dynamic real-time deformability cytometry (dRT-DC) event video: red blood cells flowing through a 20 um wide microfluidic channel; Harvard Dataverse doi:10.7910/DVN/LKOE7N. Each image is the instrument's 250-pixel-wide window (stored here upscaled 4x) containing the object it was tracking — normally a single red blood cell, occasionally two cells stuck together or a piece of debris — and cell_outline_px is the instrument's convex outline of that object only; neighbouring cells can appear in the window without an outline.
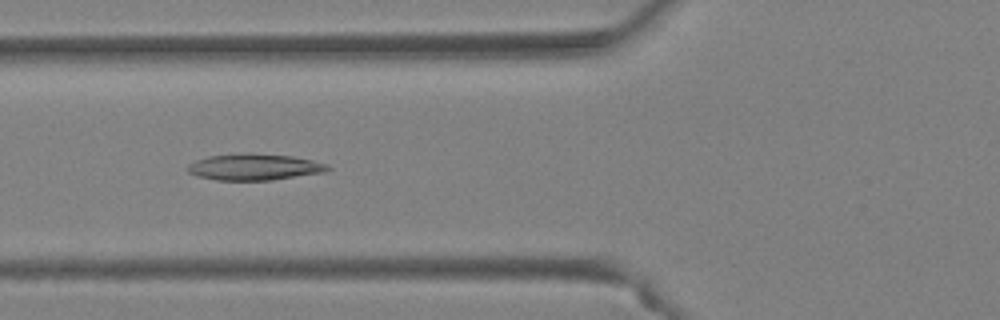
{"species": "Egyptian fruit bat (a non-hibernating species)", "species_latin": "Rousettus aegyptiacus", "temperature_condition": "warm", "stored_images_in_passage": 32, "camera_frame_rate_fps": 3000, "um_per_image_px": 0.085, "animal": {"sex": "female"}, "frame": {"image": 1, "passage_image": 3, "time_ms": 0.667, "image_size_px": [1000, 320], "cell_outline_px": [[332, 168], [328, 172], [272, 180], [216, 180], [196, 176], [188, 172], [188, 164], [196, 160], [208, 156], [248, 152], [292, 156], [312, 160], [328, 164]], "centroid_in_image_um": [21.66, 14.19], "position_along_channel_um": 104.1, "area_um2": 21.85}}
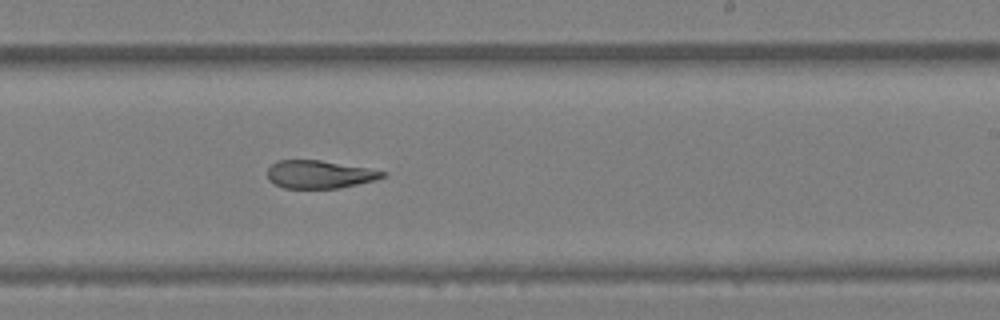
{"frame": {"image": 2, "passage_image": 14, "time_ms": 4.333, "image_size_px": [1000, 320], "cell_outline_px": [[388, 176], [376, 180], [340, 188], [284, 188], [268, 180], [268, 168], [276, 160], [320, 160], [368, 168], [388, 172]], "centroid_in_image_um": [27.19, 14.82], "position_along_channel_um": 261.8, "area_um2": 18.84}}
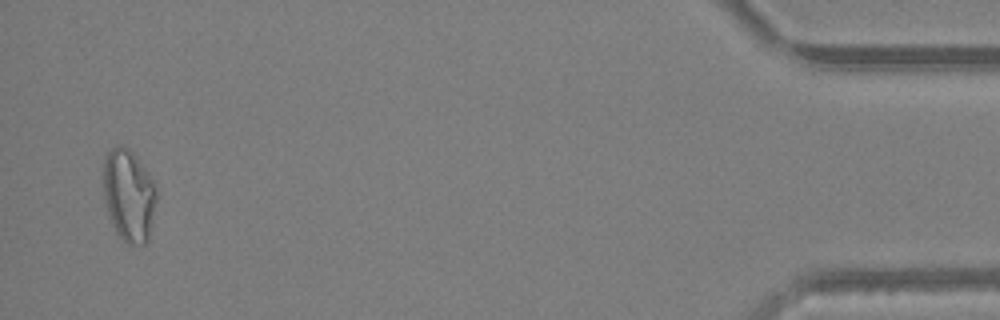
{"frame": {"image": 3, "passage_image": 31, "time_ms": 10.0, "image_size_px": [1000, 320], "cell_outline_px": [[156, 200], [148, 240], [144, 244], [128, 244], [116, 232], [112, 224], [104, 200], [104, 156], [116, 144], [128, 148], [136, 156], [156, 180]], "centroid_in_image_um": [10.96, 16.57], "position_along_channel_um": 424.2, "area_um2": 28.67}}